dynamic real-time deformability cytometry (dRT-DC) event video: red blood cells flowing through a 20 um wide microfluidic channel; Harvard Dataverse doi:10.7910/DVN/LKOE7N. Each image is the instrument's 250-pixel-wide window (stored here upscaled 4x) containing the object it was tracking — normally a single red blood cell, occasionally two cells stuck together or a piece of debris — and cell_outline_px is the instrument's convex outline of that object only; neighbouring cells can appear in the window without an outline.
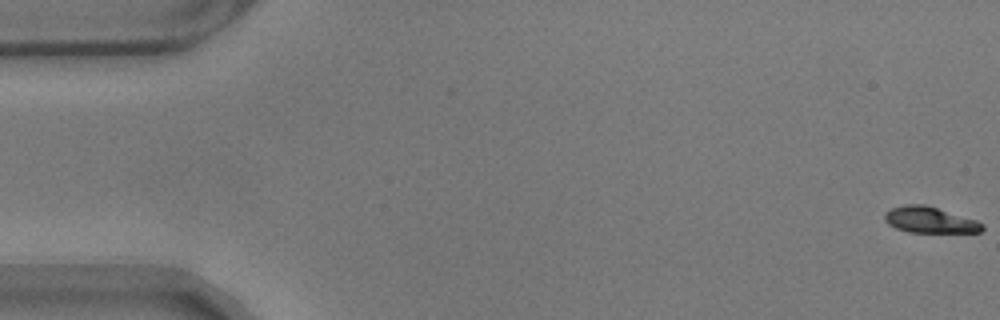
{"species": "common noctule bat (a hibernating species)", "species_latin": "Nyctalus noctula", "temperature_condition": "warm", "stored_images_in_passage": 59, "segment_of_instrument_passage": [1, 2], "camera_frame_rate_fps": 3000, "um_per_image_px": 0.085, "animal": {"sex": "male", "body_mass_g": 17.9}, "frame": {"image": 1, "passage_image": 1, "time_ms": 0.0, "image_size_px": [1000, 320], "cell_outline_px": [[984, 228], [980, 232], [908, 232], [896, 228], [888, 224], [884, 220], [884, 212], [892, 208], [904, 204], [924, 204], [976, 220], [984, 224]], "centroid_in_image_um": [79.0, 18.69], "position_along_channel_um": 6.0, "area_um2": 14.8}}
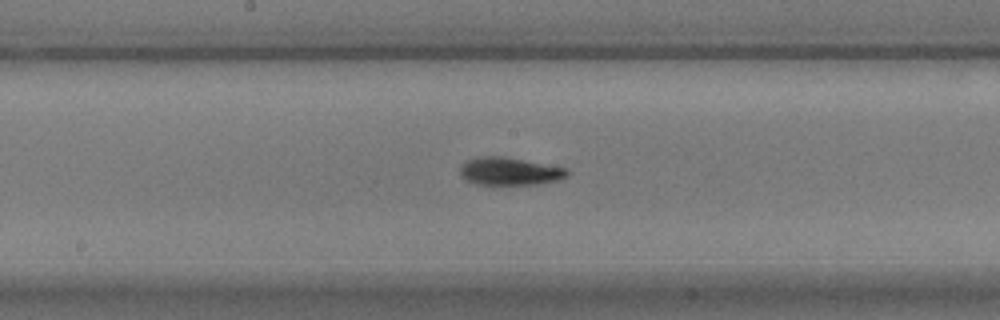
{"frame": {"image": 2, "passage_image": 30, "time_ms": 9.667, "image_size_px": [1000, 320], "cell_outline_px": [[568, 176], [560, 180], [540, 184], [492, 188], [476, 184], [464, 180], [460, 176], [460, 168], [468, 160], [480, 156], [504, 156], [568, 168]], "centroid_in_image_um": [43.31, 14.62], "position_along_channel_um": 204.9, "area_um2": 18.38}}
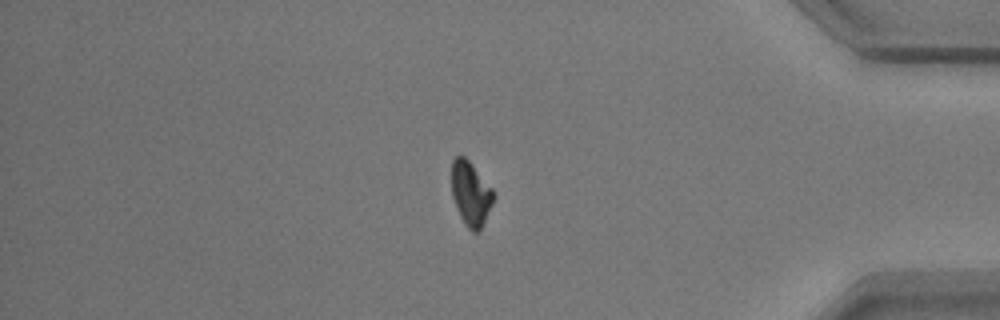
{"frame": {"image": 3, "passage_image": 49, "time_ms": 16.0, "image_size_px": [1000, 320], "cell_outline_px": [[496, 196], [480, 232], [472, 232], [464, 224], [456, 208], [452, 196], [452, 160], [456, 156], [464, 156], [472, 164], [492, 188]], "centroid_in_image_um": [40.02, 16.49], "position_along_channel_um": 395.2, "area_um2": 15.84}}